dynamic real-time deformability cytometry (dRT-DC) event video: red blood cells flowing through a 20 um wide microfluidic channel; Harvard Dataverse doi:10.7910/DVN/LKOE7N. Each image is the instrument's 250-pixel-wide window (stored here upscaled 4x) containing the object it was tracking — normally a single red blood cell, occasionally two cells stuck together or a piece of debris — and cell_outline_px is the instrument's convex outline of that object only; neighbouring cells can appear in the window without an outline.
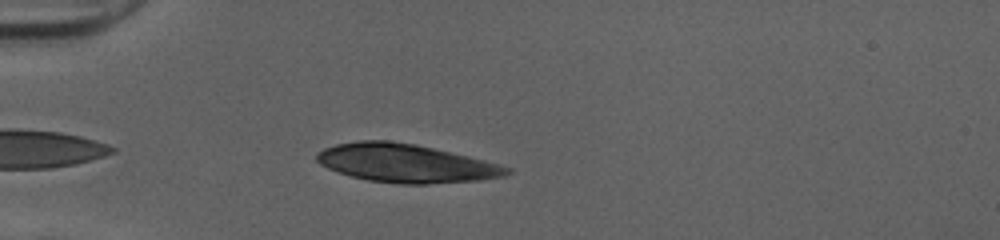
{"species": "human", "species_latin": "Homo sapiens", "temperature_condition": "cold", "stored_images_in_passage": 32, "camera_frame_rate_fps": 3000, "um_per_image_px": 0.085, "donor": {"sex": "female"}, "frame": {"image": 1, "passage_image": 3, "time_ms": 0.667, "image_size_px": [1000, 240], "cell_outline_px": [[512, 172], [504, 176], [480, 180], [428, 184], [396, 184], [368, 180], [352, 176], [328, 168], [320, 164], [316, 160], [316, 152], [324, 148], [336, 144], [356, 140], [392, 140], [416, 144], [468, 156], [484, 160], [512, 168]], "centroid_in_image_um": [34.48, 13.87], "position_along_channel_um": 50.5, "area_um2": 42.66}}
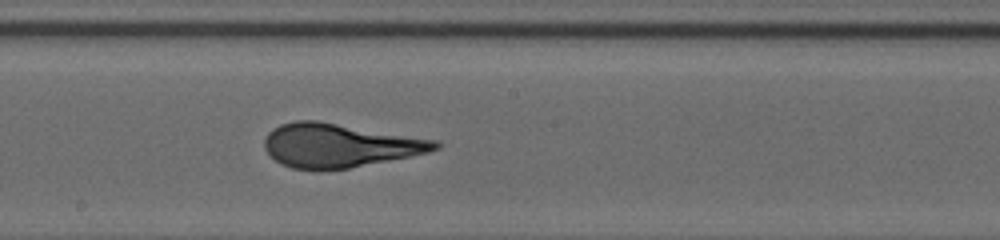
{"frame": {"image": 2, "passage_image": 17, "time_ms": 5.333, "image_size_px": [1000, 240], "cell_outline_px": [[440, 148], [428, 152], [348, 168], [292, 168], [280, 164], [264, 148], [264, 140], [268, 132], [272, 128], [280, 124], [296, 120], [316, 120], [436, 140], [440, 144]], "centroid_in_image_um": [28.8, 12.33], "position_along_channel_um": 219.4, "area_um2": 42.66}}
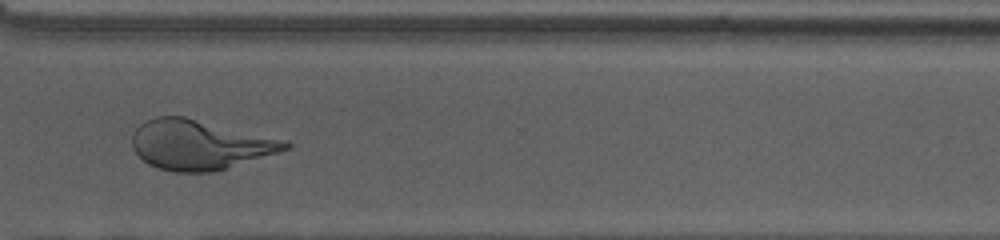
{"frame": {"image": 3, "passage_image": 27, "time_ms": 8.667, "image_size_px": [1000, 240], "cell_outline_px": [[292, 148], [280, 152], [212, 172], [176, 172], [160, 168], [148, 164], [132, 148], [132, 136], [136, 128], [140, 124], [156, 116], [184, 116], [288, 140], [292, 144]], "centroid_in_image_um": [17.0, 12.29], "position_along_channel_um": 353.6, "area_um2": 44.33}, "authors_computed_cell_mechanics": {"area_um2": 42.6564, "velocity_mm_per_s": 4.0336, "shape_relaxation_time_tau1_ms": 6.8404, "shape_relaxation_time_tau2_ms": null, "deformation_change_tau1": 0.2693, "deformation_change_tau2": null}}